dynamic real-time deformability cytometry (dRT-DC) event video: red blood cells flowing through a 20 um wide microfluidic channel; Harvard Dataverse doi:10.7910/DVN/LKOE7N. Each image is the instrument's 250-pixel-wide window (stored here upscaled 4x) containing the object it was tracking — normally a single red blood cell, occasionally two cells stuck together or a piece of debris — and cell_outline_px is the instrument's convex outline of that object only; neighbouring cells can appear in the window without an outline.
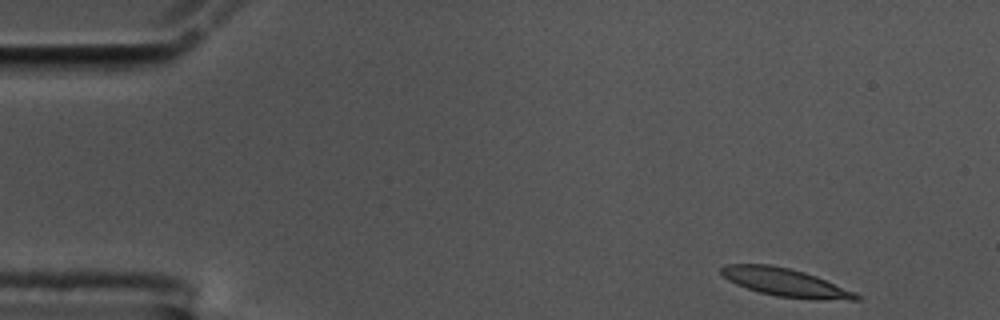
{"species": "common noctule bat (a hibernating species)", "species_latin": "Nyctalus noctula", "temperature_condition": "cold", "stored_images_in_passage": 52, "camera_frame_rate_fps": 3000, "um_per_image_px": 0.085, "animal": {"sex": "male", "body_mass_g": 17.5, "forearm_length_mm": 52.3}, "frame": {"image": 1, "passage_image": 1, "time_ms": 0.0, "image_size_px": [1000, 320], "cell_outline_px": [[860, 300], [816, 300], [776, 296], [760, 292], [736, 284], [728, 280], [720, 272], [720, 268], [724, 264], [772, 264], [804, 272], [816, 276], [856, 292], [860, 296]], "centroid_in_image_um": [66.77, 24.01], "position_along_channel_um": 18.2, "area_um2": 22.14}}
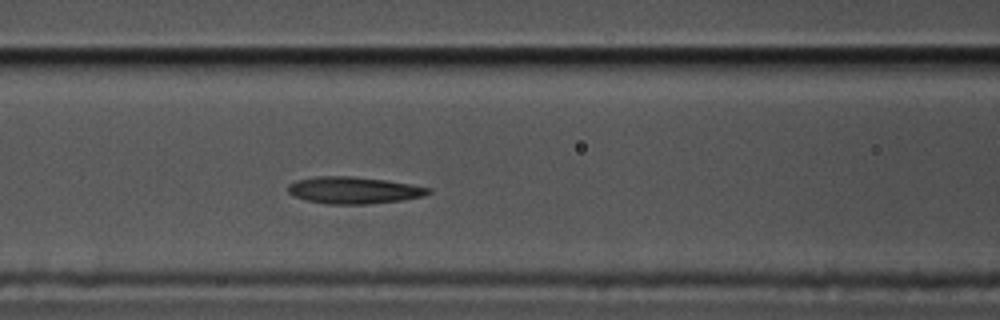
{"frame": {"image": 2, "passage_image": 19, "time_ms": 6.0, "image_size_px": [1000, 320], "cell_outline_px": [[432, 192], [424, 196], [400, 200], [364, 204], [328, 204], [308, 200], [296, 196], [288, 192], [288, 184], [296, 180], [316, 176], [352, 176], [384, 180], [412, 184], [432, 188]], "centroid_in_image_um": [30.09, 16.16], "position_along_channel_um": 136.5, "area_um2": 21.85}}
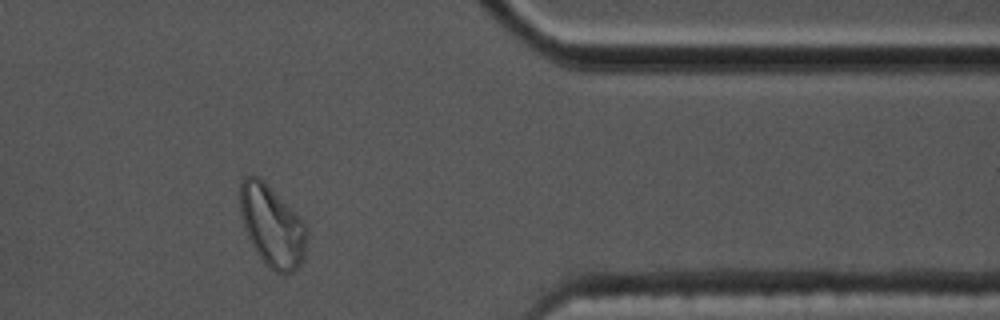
{"frame": {"image": 3, "passage_image": 42, "time_ms": 13.667, "image_size_px": [1000, 320], "cell_outline_px": [[308, 232], [304, 260], [292, 272], [276, 272], [268, 268], [264, 264], [252, 244], [244, 228], [240, 212], [240, 180], [244, 176], [256, 176], [264, 180], [308, 228]], "centroid_in_image_um": [23.11, 19.22], "position_along_channel_um": 388.3, "area_um2": 31.39}, "authors_computed_cell_mechanics": {"area_um2": 22.1663, "velocity_mm_per_s": 3.542, "shape_relaxation_time_tau1_ms": null, "shape_relaxation_time_tau2_ms": 2.6474, "deformation_change_tau1": null, "deformation_change_tau2": 0.0933}}